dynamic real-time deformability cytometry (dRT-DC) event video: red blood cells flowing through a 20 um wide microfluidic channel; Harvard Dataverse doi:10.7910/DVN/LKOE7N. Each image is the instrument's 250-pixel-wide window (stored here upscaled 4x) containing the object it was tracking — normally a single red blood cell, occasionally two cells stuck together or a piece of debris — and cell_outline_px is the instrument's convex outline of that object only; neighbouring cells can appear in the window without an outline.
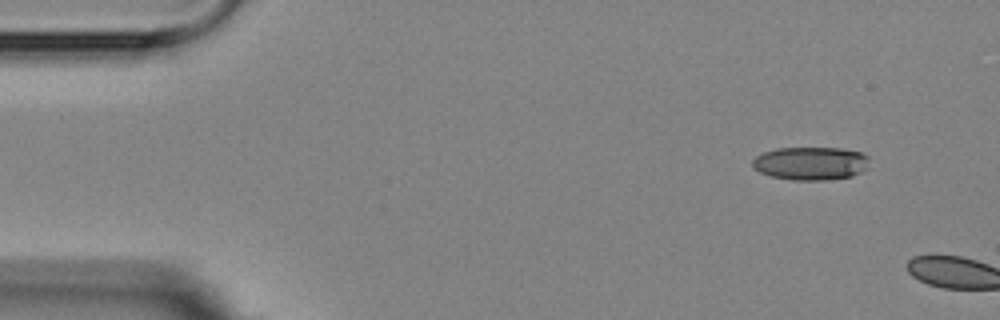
{"species": "Egyptian fruit bat (a non-hibernating species)", "species_latin": "Rousettus aegyptiacus", "temperature_condition": "room temperature", "stored_images_in_passage": 2, "camera_frame_rate_fps": 3000, "um_per_image_px": 0.085, "animal": {"sex": "female"}, "frame": {"image": 1, "passage_image": 1, "time_ms": 0.0, "image_size_px": [1000, 320], "cell_outline_px": [[868, 160], [864, 168], [860, 172], [852, 176], [824, 180], [792, 180], [772, 176], [760, 172], [752, 168], [752, 160], [756, 156], [764, 152], [776, 148], [840, 148], [860, 152], [868, 156]], "centroid_in_image_um": [68.86, 13.88], "position_along_channel_um": 16.1, "area_um2": 22.48}}